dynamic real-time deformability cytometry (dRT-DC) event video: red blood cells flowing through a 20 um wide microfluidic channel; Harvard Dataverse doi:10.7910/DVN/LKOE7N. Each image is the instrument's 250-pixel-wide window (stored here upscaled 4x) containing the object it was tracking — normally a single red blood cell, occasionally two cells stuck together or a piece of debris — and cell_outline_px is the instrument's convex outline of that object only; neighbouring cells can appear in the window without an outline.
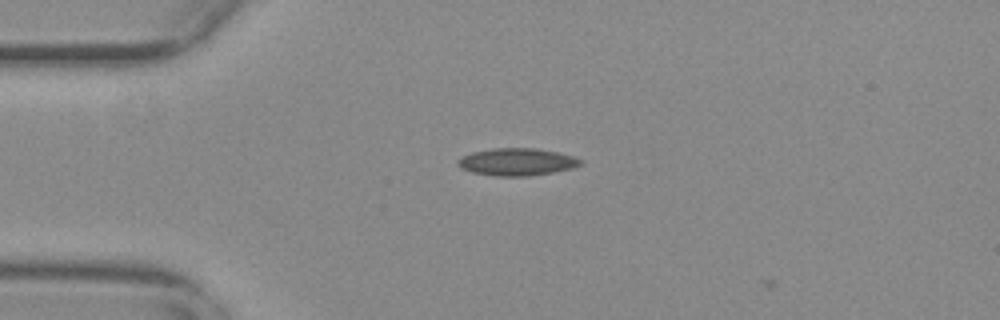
{"species": "common noctule bat (a hibernating species)", "species_latin": "Nyctalus noctula", "temperature_condition": "warm", "stored_images_in_passage": 6, "camera_frame_rate_fps": 3000, "um_per_image_px": 0.085, "animal": {"sex": "female", "body_mass_g": 29.2, "forearm_length_mm": 56.3}, "frame": {"image": 1, "passage_image": 4, "time_ms": 1.0, "image_size_px": [1000, 320], "cell_outline_px": [[584, 164], [572, 168], [552, 172], [528, 176], [496, 176], [472, 172], [460, 168], [456, 164], [456, 160], [472, 152], [492, 148], [536, 148], [556, 152], [572, 156], [584, 160]], "centroid_in_image_um": [43.93, 13.76], "position_along_channel_um": 41.1, "area_um2": 19.59}}